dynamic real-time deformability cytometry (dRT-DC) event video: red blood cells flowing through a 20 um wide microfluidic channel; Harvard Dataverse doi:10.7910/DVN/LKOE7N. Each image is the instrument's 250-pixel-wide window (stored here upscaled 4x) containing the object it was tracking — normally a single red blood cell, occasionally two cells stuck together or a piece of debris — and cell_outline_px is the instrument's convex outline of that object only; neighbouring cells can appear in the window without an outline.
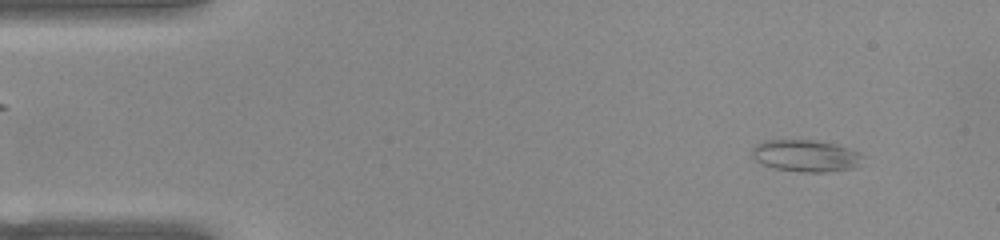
{"species": "common noctule bat (a hibernating species)", "species_latin": "Nyctalus noctula", "temperature_condition": "warm", "stored_images_in_passage": 51, "camera_frame_rate_fps": 3000, "um_per_image_px": 0.085, "animal": {"sex": "female", "body_mass_g": 22.0, "forearm_length_mm": 56.7}, "frame": {"image": 1, "passage_image": 4, "time_ms": 1.0, "image_size_px": [1000, 240], "cell_outline_px": [[868, 156], [856, 168], [828, 172], [804, 172], [776, 168], [764, 164], [756, 160], [752, 156], [752, 148], [756, 144], [764, 140], [816, 140], [836, 144], [860, 152]], "centroid_in_image_um": [68.58, 13.24], "position_along_channel_um": 16.4, "area_um2": 20.87}}
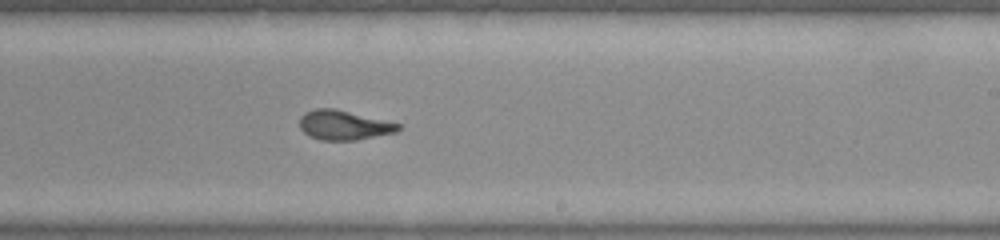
{"frame": {"image": 2, "passage_image": 30, "time_ms": 9.667, "image_size_px": [1000, 240], "cell_outline_px": [[404, 128], [396, 132], [356, 140], [320, 140], [308, 136], [300, 128], [300, 116], [304, 112], [316, 108], [336, 108], [404, 124]], "centroid_in_image_um": [29.27, 10.62], "position_along_channel_um": 259.7, "area_um2": 17.4}}
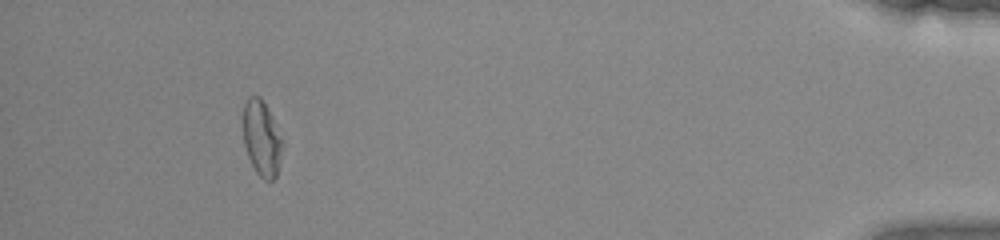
{"frame": {"image": 3, "passage_image": 47, "time_ms": 15.333, "image_size_px": [1000, 240], "cell_outline_px": [[284, 144], [276, 176], [272, 180], [264, 180], [256, 172], [248, 156], [244, 144], [244, 104], [248, 96], [260, 96], [272, 116], [284, 140]], "centroid_in_image_um": [22.27, 11.76], "position_along_channel_um": 412.9, "area_um2": 17.28}, "authors_computed_cell_mechanics": {"area_um2": 17.8602, "velocity_mm_per_s": 3.9088, "shape_relaxation_time_tau1_ms": 9.0859, "shape_relaxation_time_tau2_ms": 2.2722, "deformation_change_tau1": 0.2095, "deformation_change_tau2": 0.1086}}